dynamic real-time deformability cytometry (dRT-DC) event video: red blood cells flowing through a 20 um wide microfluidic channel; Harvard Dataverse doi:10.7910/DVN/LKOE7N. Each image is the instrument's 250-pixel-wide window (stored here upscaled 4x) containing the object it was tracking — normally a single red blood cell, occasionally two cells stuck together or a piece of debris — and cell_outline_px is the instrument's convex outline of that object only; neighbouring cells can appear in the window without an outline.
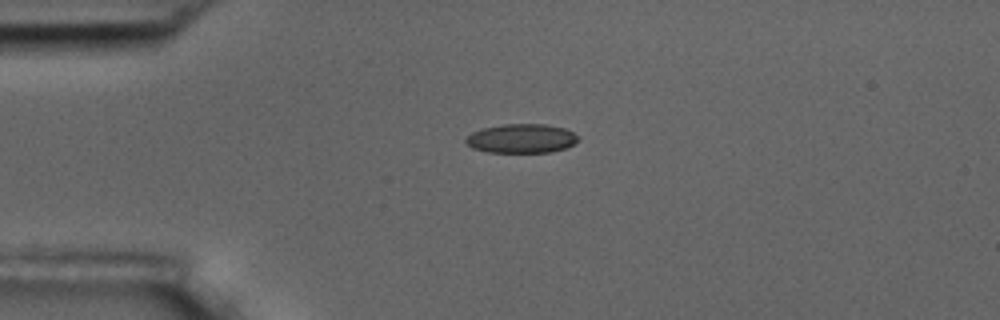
{"species": "common noctule bat (a hibernating species)", "species_latin": "Nyctalus noctula", "temperature_condition": "room temperature", "stored_images_in_passage": 2, "camera_frame_rate_fps": 3000, "um_per_image_px": 0.085, "animal": {"sex": "male", "body_mass_g": 17.5, "forearm_length_mm": 52.3}, "frame": {"image": 1, "passage_image": 1, "time_ms": 0.0, "image_size_px": [1000, 320], "cell_outline_px": [[580, 140], [564, 148], [552, 152], [488, 152], [472, 148], [464, 140], [472, 132], [480, 128], [504, 124], [544, 124], [564, 128], [580, 136]], "centroid_in_image_um": [44.32, 11.76], "position_along_channel_um": 40.7, "area_um2": 19.07}}